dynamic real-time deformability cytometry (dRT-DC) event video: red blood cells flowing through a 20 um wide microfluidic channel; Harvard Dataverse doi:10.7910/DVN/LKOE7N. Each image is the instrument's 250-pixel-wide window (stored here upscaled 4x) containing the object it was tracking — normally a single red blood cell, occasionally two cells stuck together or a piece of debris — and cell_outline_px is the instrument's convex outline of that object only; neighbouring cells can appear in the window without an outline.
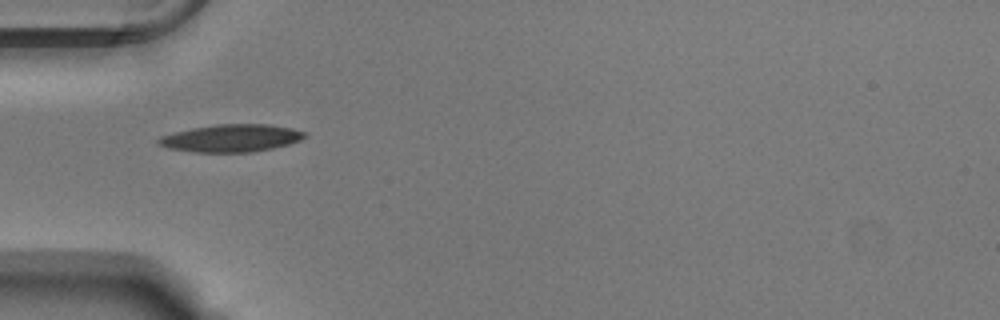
{"species": "Egyptian fruit bat (a non-hibernating species)", "species_latin": "Rousettus aegyptiacus", "temperature_condition": "warm", "stored_images_in_passage": 37, "camera_frame_rate_fps": 3000, "um_per_image_px": 0.085, "animal": {"sex": "male"}, "frame": {"image": 1, "passage_image": 1, "time_ms": 0.0, "image_size_px": [1000, 320], "cell_outline_px": [[308, 136], [300, 140], [288, 144], [272, 148], [252, 152], [196, 152], [168, 148], [156, 144], [156, 140], [160, 136], [192, 128], [216, 124], [268, 124], [292, 128], [308, 132]], "centroid_in_image_um": [19.67, 11.74], "position_along_channel_um": 65.3, "area_um2": 23.52}}
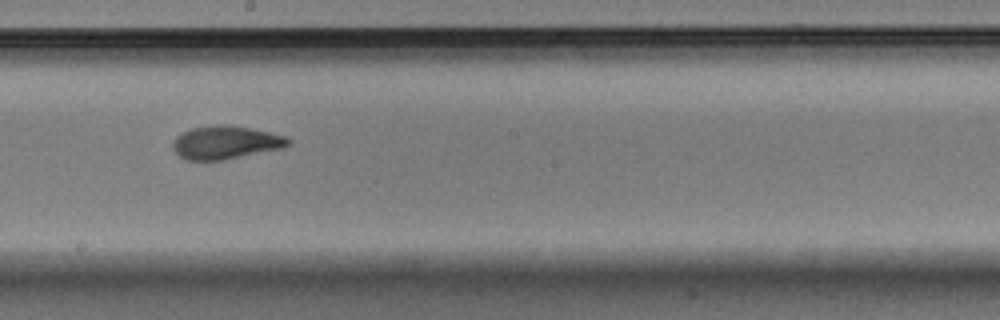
{"frame": {"image": 2, "passage_image": 14, "time_ms": 4.333, "image_size_px": [1000, 320], "cell_outline_px": [[292, 144], [284, 148], [224, 160], [188, 160], [180, 156], [176, 152], [172, 144], [176, 136], [192, 128], [216, 124], [224, 124], [252, 128], [288, 136], [292, 140]], "centroid_in_image_um": [19.26, 12.1], "position_along_channel_um": 228.9, "area_um2": 22.54}}
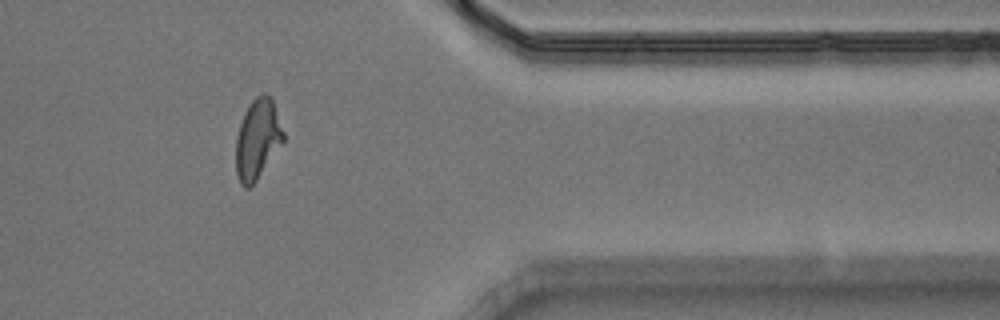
{"frame": {"image": 3, "passage_image": 28, "time_ms": 9.0, "image_size_px": [1000, 320], "cell_outline_px": [[284, 140], [256, 180], [248, 188], [244, 188], [240, 184], [236, 176], [236, 136], [244, 112], [252, 100], [256, 96], [264, 92], [268, 92], [272, 96], [284, 132]], "centroid_in_image_um": [21.88, 11.79], "position_along_channel_um": 389.5, "area_um2": 22.2}, "authors_computed_cell_mechanics": {"area_um2": 21.964, "velocity_mm_per_s": 3.7863, "shape_relaxation_time_tau1_ms": 6.0875, "shape_relaxation_time_tau2_ms": 1.8942, "deformation_change_tau1": 0.2153, "deformation_change_tau2": 0.0949}}